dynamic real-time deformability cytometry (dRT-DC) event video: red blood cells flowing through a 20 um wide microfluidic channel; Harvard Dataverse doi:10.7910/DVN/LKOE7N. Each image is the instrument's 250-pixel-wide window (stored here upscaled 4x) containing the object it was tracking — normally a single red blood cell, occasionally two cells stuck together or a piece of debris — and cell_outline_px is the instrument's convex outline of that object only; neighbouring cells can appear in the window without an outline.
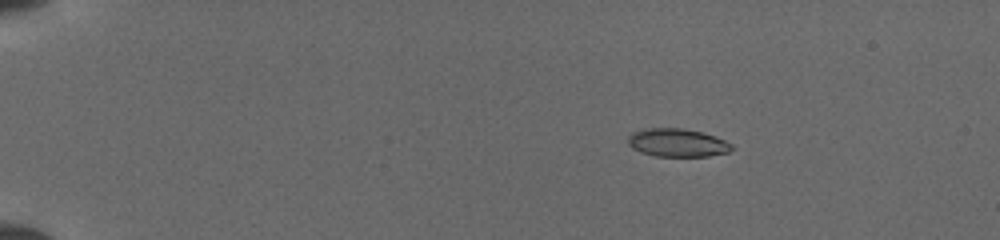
{"species": "common noctule bat (a hibernating species)", "species_latin": "Nyctalus noctula", "temperature_condition": "cold", "stored_images_in_passage": 26, "camera_frame_rate_fps": 3000, "um_per_image_px": 0.085, "animal": {"sex": "female", "body_mass_g": 19.5, "forearm_length_mm": 54.1}, "frame": {"image": 1, "passage_image": 4, "time_ms": 2.667, "image_size_px": [1000, 240], "cell_outline_px": [[732, 148], [728, 152], [708, 156], [656, 156], [640, 152], [632, 148], [628, 144], [628, 136], [632, 132], [648, 128], [680, 128], [700, 132], [724, 140], [732, 144]], "centroid_in_image_um": [57.53, 12.13], "position_along_channel_um": 27.5, "area_um2": 16.82}}
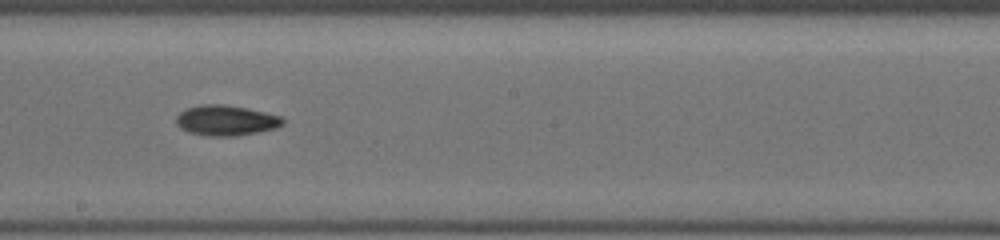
{"frame": {"image": 2, "passage_image": 13, "time_ms": 10.0, "image_size_px": [1000, 240], "cell_outline_px": [[284, 124], [276, 128], [236, 136], [208, 136], [188, 132], [180, 128], [176, 124], [176, 116], [184, 108], [200, 104], [224, 104], [264, 112], [280, 116], [284, 120]], "centroid_in_image_um": [19.16, 10.23], "position_along_channel_um": 229.0, "area_um2": 18.9}}
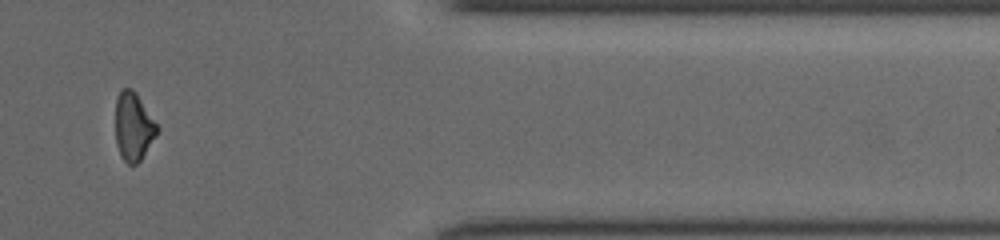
{"frame": {"image": 3, "passage_image": 19, "time_ms": 14.667, "image_size_px": [1000, 240], "cell_outline_px": [[160, 128], [156, 136], [140, 160], [136, 164], [128, 164], [120, 156], [116, 144], [116, 100], [120, 88], [132, 88], [136, 92]], "centroid_in_image_um": [11.34, 10.74], "position_along_channel_um": 400.1, "area_um2": 16.65}}